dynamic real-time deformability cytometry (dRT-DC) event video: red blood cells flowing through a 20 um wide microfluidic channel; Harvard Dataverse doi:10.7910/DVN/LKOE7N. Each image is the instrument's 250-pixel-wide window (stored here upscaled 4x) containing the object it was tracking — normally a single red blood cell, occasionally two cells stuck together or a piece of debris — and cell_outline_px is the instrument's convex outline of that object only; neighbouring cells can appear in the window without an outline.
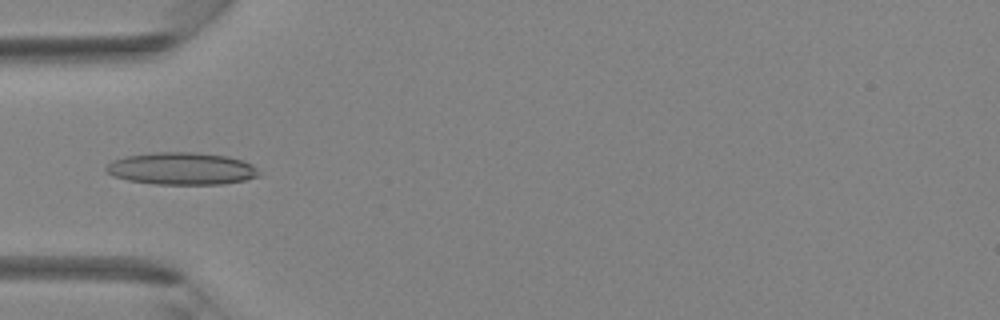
{"species": "Egyptian fruit bat (a non-hibernating species)", "species_latin": "Rousettus aegyptiacus", "temperature_condition": "room temperature", "stored_images_in_passage": 4, "camera_frame_rate_fps": 3000, "um_per_image_px": 0.085, "animal": {"sex": "female"}, "frame": {"image": 1, "passage_image": 3, "time_ms": 2.333, "image_size_px": [1000, 320], "cell_outline_px": [[260, 176], [244, 180], [224, 184], [156, 184], [128, 180], [112, 176], [104, 168], [112, 160], [124, 156], [156, 152], [196, 152], [228, 156], [244, 160], [252, 164], [260, 172]], "centroid_in_image_um": [15.45, 14.32], "position_along_channel_um": 69.5, "area_um2": 28.96}}
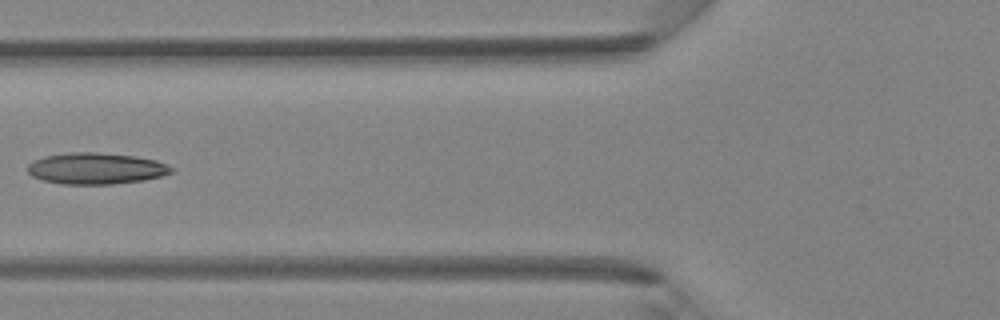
{"frame": {"image": 2, "passage_image": 4, "time_ms": 3.333, "image_size_px": [1000, 320], "cell_outline_px": [[176, 168], [172, 172], [160, 176], [144, 180], [112, 184], [64, 184], [44, 180], [32, 176], [28, 172], [28, 164], [44, 156], [72, 152], [96, 152], [136, 156], [156, 160]], "centroid_in_image_um": [8.19, 14.31], "position_along_channel_um": 117.6, "area_um2": 26.18}}